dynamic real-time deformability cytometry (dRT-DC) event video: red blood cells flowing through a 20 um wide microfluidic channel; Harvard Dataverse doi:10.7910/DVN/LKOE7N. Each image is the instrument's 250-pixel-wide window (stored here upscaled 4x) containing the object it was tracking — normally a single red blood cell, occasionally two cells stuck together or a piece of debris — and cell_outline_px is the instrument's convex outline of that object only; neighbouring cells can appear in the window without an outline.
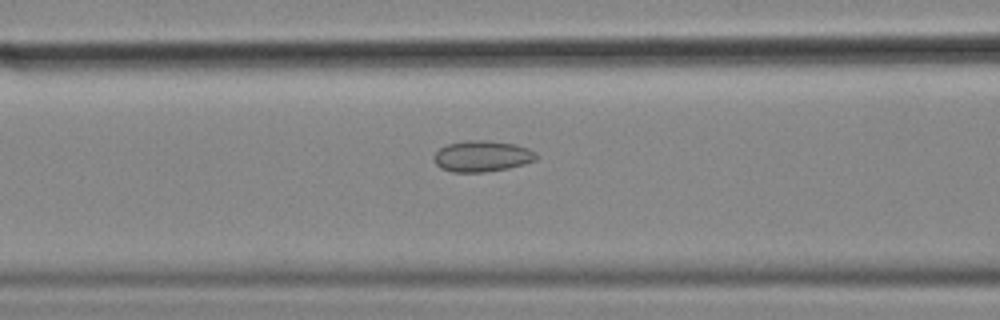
{"species": "common noctule bat (a hibernating species)", "species_latin": "Nyctalus noctula", "temperature_condition": "cold", "stored_images_in_passage": 41, "camera_frame_rate_fps": 3000, "um_per_image_px": 0.085, "animal": {"sex": "female", "body_mass_g": 18.4}, "frame": {"image": 1, "passage_image": 7, "time_ms": 2.0, "image_size_px": [1000, 320], "cell_outline_px": [[536, 160], [524, 164], [508, 168], [484, 172], [452, 172], [440, 168], [432, 160], [432, 156], [440, 148], [448, 144], [464, 140], [488, 140], [516, 144], [528, 148], [536, 152]], "centroid_in_image_um": [40.95, 13.27], "position_along_channel_um": 125.6, "area_um2": 18.73}}
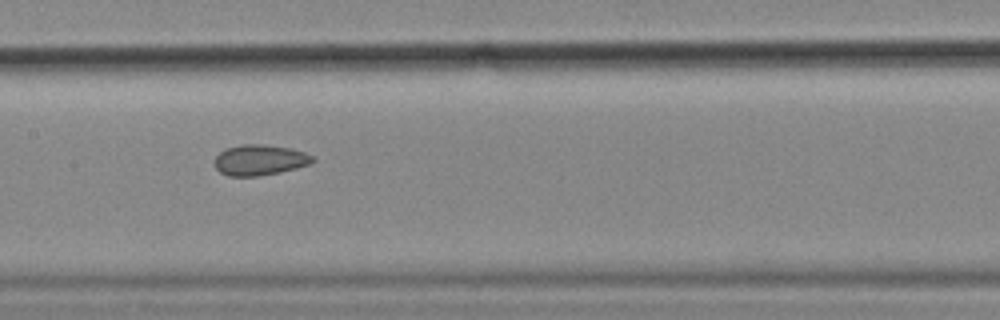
{"frame": {"image": 2, "passage_image": 12, "time_ms": 3.667, "image_size_px": [1000, 320], "cell_outline_px": [[316, 160], [312, 164], [280, 172], [256, 176], [228, 176], [220, 172], [216, 168], [212, 160], [224, 148], [244, 144], [264, 144], [292, 148], [304, 152], [312, 156]], "centroid_in_image_um": [22.07, 13.59], "position_along_channel_um": 185.3, "area_um2": 17.74}}